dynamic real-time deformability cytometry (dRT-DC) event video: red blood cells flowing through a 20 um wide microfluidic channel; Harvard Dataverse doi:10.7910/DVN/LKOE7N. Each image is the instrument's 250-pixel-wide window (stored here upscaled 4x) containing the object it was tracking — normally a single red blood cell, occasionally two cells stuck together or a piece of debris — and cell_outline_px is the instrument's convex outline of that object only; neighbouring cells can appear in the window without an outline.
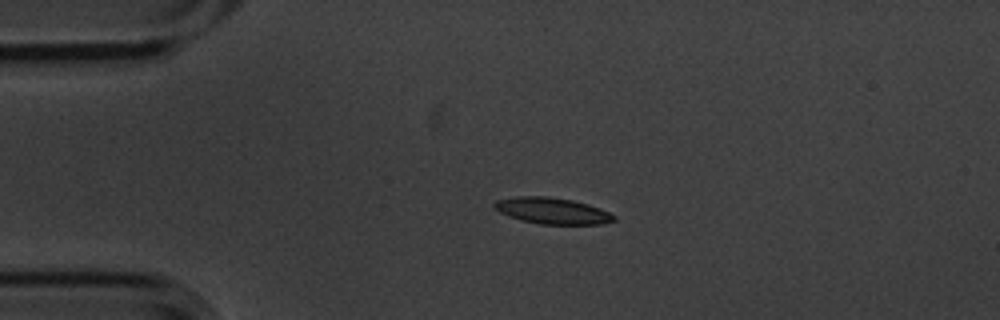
{"species": "common noctule bat (a hibernating species)", "species_latin": "Nyctalus noctula", "temperature_condition": "cold", "stored_images_in_passage": 2, "camera_frame_rate_fps": 3000, "um_per_image_px": 0.085, "animal": {"sex": "male", "body_mass_g": 20.1, "forearm_length_mm": 53.5}, "frame": {"image": 1, "passage_image": 2, "time_ms": 0.333, "image_size_px": [1000, 320], "cell_outline_px": [[616, 220], [600, 224], [540, 224], [508, 216], [492, 208], [492, 204], [496, 200], [516, 196], [548, 196], [572, 200], [588, 204], [600, 208], [616, 216]], "centroid_in_image_um": [46.92, 17.9], "position_along_channel_um": 38.1, "area_um2": 18.32}}